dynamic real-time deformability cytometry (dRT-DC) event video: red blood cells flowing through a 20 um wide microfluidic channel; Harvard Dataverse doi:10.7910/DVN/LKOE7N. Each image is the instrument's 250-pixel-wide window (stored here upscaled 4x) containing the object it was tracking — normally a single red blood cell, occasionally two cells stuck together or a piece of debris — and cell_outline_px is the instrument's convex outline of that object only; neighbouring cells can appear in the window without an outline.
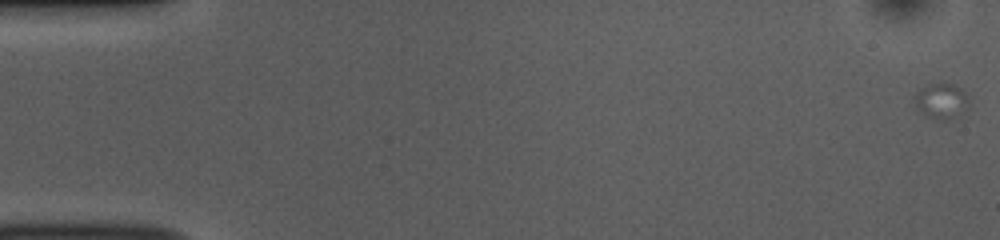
{"species": "common noctule bat (a hibernating species)", "species_latin": "Nyctalus noctula", "temperature_condition": "room temperature", "stored_images_in_passage": 57, "camera_frame_rate_fps": 3000, "um_per_image_px": 0.085, "animal": {"sex": "female", "body_mass_g": 10.0, "forearm_length_mm": 53.1}, "frame": {"image": 1, "passage_image": 1, "time_ms": 0.0, "image_size_px": [1000, 240], "cell_outline_px": [[968, 108], [952, 120], [940, 120], [924, 116], [912, 104], [912, 96], [920, 88], [928, 84], [952, 84], [960, 88], [968, 96]], "centroid_in_image_um": [79.95, 8.61], "position_along_channel_um": 5.0, "area_um2": 11.62}}
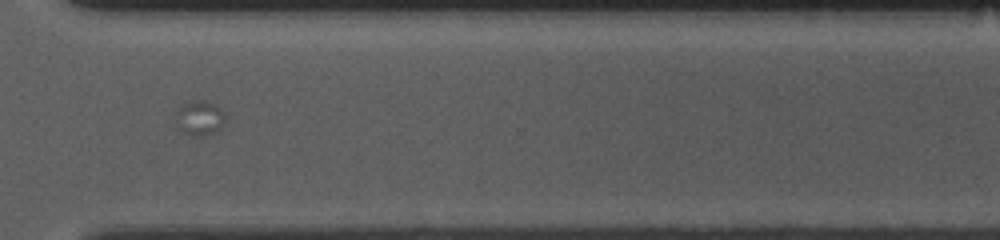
{"frame": {"image": 2, "passage_image": 49, "time_ms": 16.0, "image_size_px": [1000, 240], "cell_outline_px": [[224, 120], [220, 128], [208, 136], [188, 136], [176, 128], [172, 112], [180, 104], [192, 100], [204, 100], [220, 108], [224, 112]], "centroid_in_image_um": [16.84, 10.04], "position_along_channel_um": 353.8, "area_um2": 10.64}}
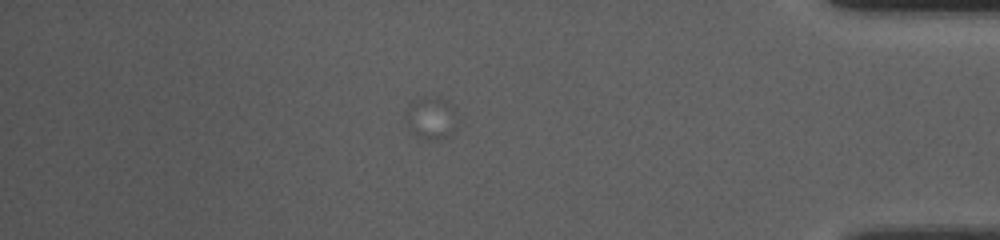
{"frame": {"image": 3, "passage_image": 57, "time_ms": 18.667, "image_size_px": [1000, 240], "cell_outline_px": [[456, 132], [452, 136], [436, 140], [420, 140], [408, 128], [404, 116], [408, 104], [416, 100], [436, 96], [440, 96], [456, 104]], "centroid_in_image_um": [36.69, 10.05], "position_along_channel_um": 398.5, "area_um2": 13.58}}